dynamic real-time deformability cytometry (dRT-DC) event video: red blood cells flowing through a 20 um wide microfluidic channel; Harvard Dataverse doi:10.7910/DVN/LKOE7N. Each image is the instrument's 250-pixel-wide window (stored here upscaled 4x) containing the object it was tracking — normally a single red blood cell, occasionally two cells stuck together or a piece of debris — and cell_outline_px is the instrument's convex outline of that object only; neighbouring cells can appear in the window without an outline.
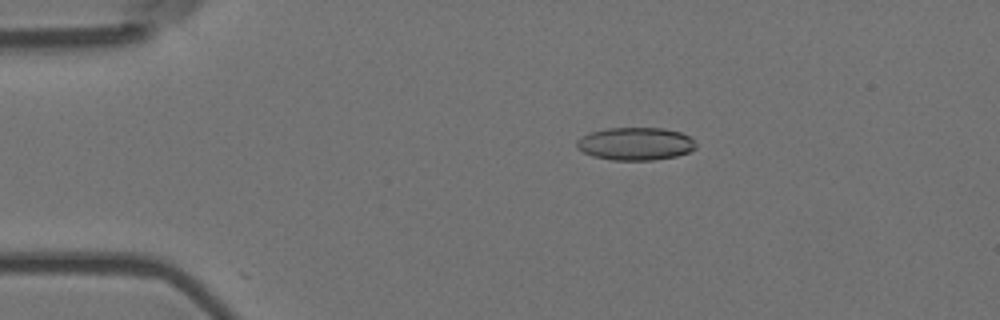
{"species": "Egyptian fruit bat (a non-hibernating species)", "species_latin": "Rousettus aegyptiacus", "temperature_condition": "room temperature", "stored_images_in_passage": 54, "camera_frame_rate_fps": 3000, "um_per_image_px": 0.085, "animal": {"sex": "female"}, "frame": {"image": 1, "passage_image": 9, "time_ms": 2.667, "image_size_px": [1000, 320], "cell_outline_px": [[696, 148], [688, 152], [676, 156], [652, 160], [612, 160], [592, 156], [576, 148], [576, 140], [592, 132], [608, 128], [664, 128], [680, 132], [688, 136], [696, 144]], "centroid_in_image_um": [54.01, 12.22], "position_along_channel_um": 31.0, "area_um2": 22.66}}
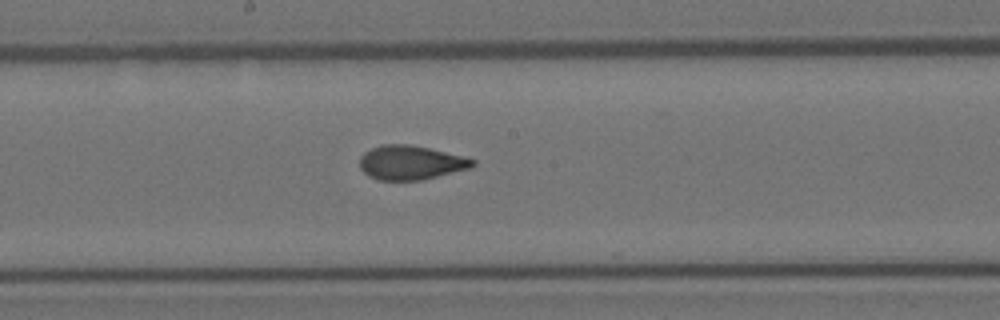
{"frame": {"image": 2, "passage_image": 28, "time_ms": 9.0, "image_size_px": [1000, 320], "cell_outline_px": [[476, 164], [472, 168], [420, 180], [376, 180], [368, 176], [360, 168], [360, 156], [364, 152], [380, 144], [408, 144], [428, 148], [464, 156], [476, 160]], "centroid_in_image_um": [34.91, 13.82], "position_along_channel_um": 213.3, "area_um2": 22.6}}
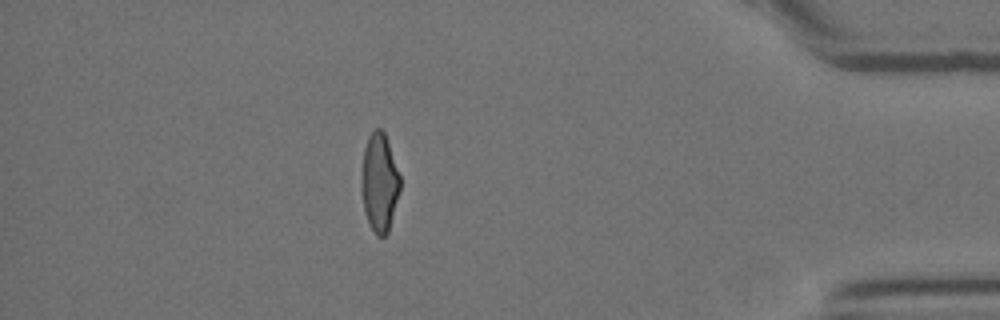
{"frame": {"image": 3, "passage_image": 47, "time_ms": 15.333, "image_size_px": [1000, 320], "cell_outline_px": [[400, 188], [388, 232], [384, 236], [376, 236], [364, 212], [360, 184], [360, 180], [364, 148], [368, 136], [376, 128], [380, 128], [384, 132], [400, 176]], "centroid_in_image_um": [32.23, 15.51], "position_along_channel_um": 403.0, "area_um2": 22.02}, "authors_computed_cell_mechanics": {"area_um2": 22.7154, "velocity_mm_per_s": 3.6842, "shape_relaxation_time_tau1_ms": 8.2451, "shape_relaxation_time_tau2_ms": 1.2161, "deformation_change_tau1": 0.2006, "deformation_change_tau2": 0.0678}}